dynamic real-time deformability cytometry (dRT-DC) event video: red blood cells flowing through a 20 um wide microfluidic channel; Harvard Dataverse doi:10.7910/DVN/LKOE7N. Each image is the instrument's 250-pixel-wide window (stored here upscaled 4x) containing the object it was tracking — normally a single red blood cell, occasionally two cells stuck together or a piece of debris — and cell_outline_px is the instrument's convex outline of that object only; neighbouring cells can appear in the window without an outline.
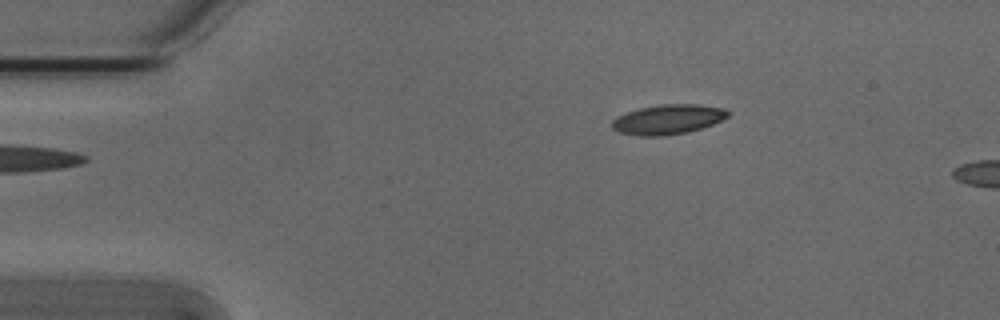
{"species": "Egyptian fruit bat (a non-hibernating species)", "species_latin": "Rousettus aegyptiacus", "temperature_condition": "cold", "stored_images_in_passage": 3, "camera_frame_rate_fps": 3000, "um_per_image_px": 0.085, "animal": {"sex": "male"}, "frame": {"image": 1, "passage_image": 3, "time_ms": 0.667, "image_size_px": [1000, 320], "cell_outline_px": [[732, 112], [728, 116], [712, 124], [688, 132], [664, 136], [640, 136], [620, 132], [612, 128], [612, 120], [616, 116], [640, 108], [660, 104], [700, 104], [724, 108]], "centroid_in_image_um": [56.79, 10.14], "position_along_channel_um": 28.2, "area_um2": 20.11}}